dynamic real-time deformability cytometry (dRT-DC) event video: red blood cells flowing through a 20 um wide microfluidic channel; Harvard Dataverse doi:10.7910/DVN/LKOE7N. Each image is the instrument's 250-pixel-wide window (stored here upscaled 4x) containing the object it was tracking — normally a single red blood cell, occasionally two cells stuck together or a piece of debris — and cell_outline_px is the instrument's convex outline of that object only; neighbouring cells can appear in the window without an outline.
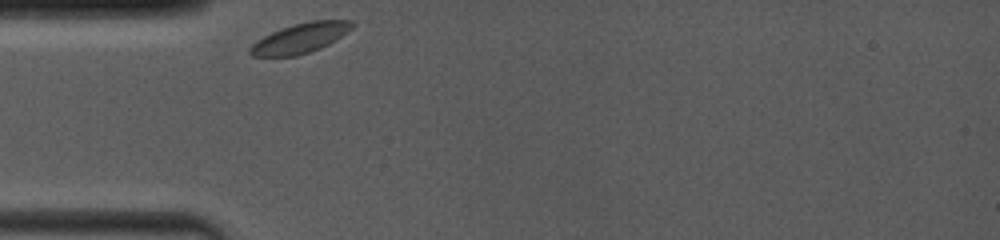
{"species": "common noctule bat (a hibernating species)", "species_latin": "Nyctalus noctula", "temperature_condition": "room temperature", "stored_images_in_passage": 25, "camera_frame_rate_fps": 4000, "um_per_image_px": 0.085, "animal": {"sex": "female", "body_mass_g": 19.0, "forearm_length_mm": 53.3}, "frame": {"image": 1, "passage_image": 1, "time_ms": 0.0, "image_size_px": [1000, 240], "cell_outline_px": [[356, 24], [352, 28], [328, 44], [320, 48], [296, 56], [252, 56], [248, 52], [248, 48], [256, 40], [272, 32], [292, 24], [312, 20], [352, 20]], "centroid_in_image_um": [25.5, 3.23], "position_along_channel_um": 59.5, "area_um2": 17.69}}
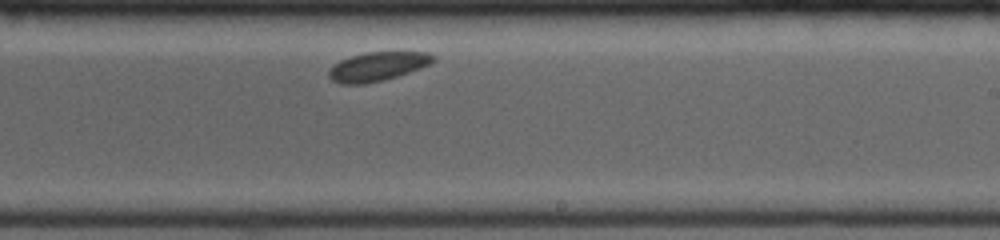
{"frame": {"image": 2, "passage_image": 15, "time_ms": 5.5, "image_size_px": [1000, 240], "cell_outline_px": [[436, 60], [420, 68], [384, 80], [364, 84], [340, 84], [332, 80], [328, 76], [328, 72], [340, 60], [364, 52], [428, 52], [436, 56]], "centroid_in_image_um": [32.1, 5.65], "position_along_channel_um": 256.9, "area_um2": 17.46}}
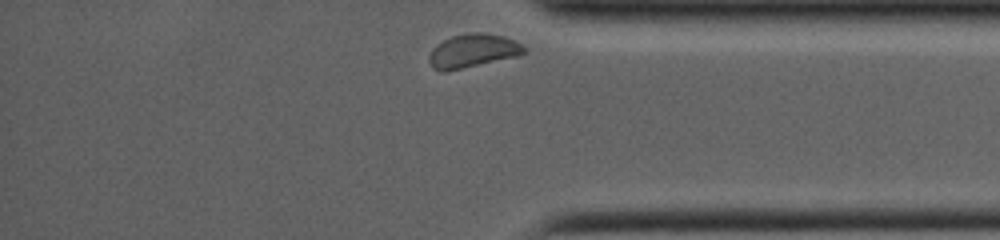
{"frame": {"image": 3, "passage_image": 25, "time_ms": 9.25, "image_size_px": [1000, 240], "cell_outline_px": [[524, 52], [520, 56], [440, 72], [432, 68], [428, 60], [428, 56], [432, 48], [436, 44], [452, 36], [476, 32], [484, 32], [504, 36], [520, 44], [524, 48]], "centroid_in_image_um": [40.15, 4.32], "position_along_channel_um": 395.1, "area_um2": 18.38}}